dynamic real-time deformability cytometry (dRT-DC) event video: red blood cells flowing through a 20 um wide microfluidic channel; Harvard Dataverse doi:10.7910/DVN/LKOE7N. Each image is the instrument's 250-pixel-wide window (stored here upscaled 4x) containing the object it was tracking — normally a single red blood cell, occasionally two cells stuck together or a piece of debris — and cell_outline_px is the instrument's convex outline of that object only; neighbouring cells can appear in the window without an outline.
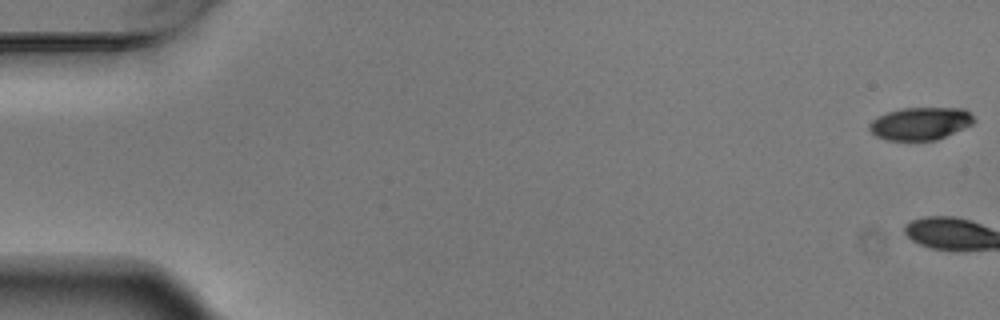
{"species": "Egyptian fruit bat (a non-hibernating species)", "species_latin": "Rousettus aegyptiacus", "temperature_condition": "warm", "stored_images_in_passage": 6, "camera_frame_rate_fps": 3000, "um_per_image_px": 0.085, "animal": {"sex": "male"}, "frame": {"image": 1, "passage_image": 1, "time_ms": 0.0, "image_size_px": [1000, 320], "cell_outline_px": [[976, 120], [972, 124], [936, 140], [888, 140], [876, 136], [868, 128], [868, 124], [872, 120], [888, 112], [900, 108], [964, 108]], "centroid_in_image_um": [78.22, 10.49], "position_along_channel_um": 6.8, "area_um2": 19.71}}